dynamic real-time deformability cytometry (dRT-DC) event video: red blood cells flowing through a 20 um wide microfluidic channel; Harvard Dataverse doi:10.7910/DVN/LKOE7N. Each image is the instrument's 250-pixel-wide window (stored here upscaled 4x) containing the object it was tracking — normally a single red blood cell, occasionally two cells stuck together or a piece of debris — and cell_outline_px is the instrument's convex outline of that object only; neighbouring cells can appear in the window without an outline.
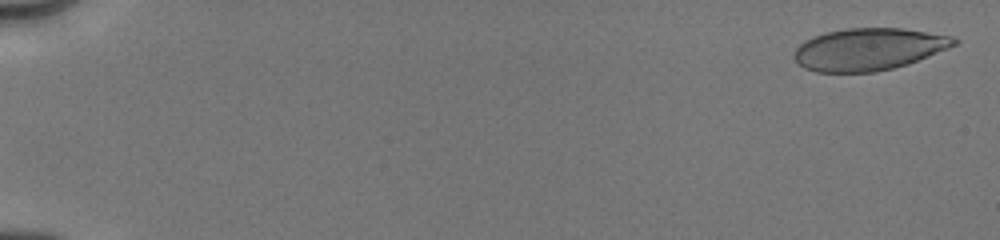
{"species": "human", "species_latin": "Homo sapiens", "temperature_condition": "cold", "stored_images_in_passage": 71, "camera_frame_rate_fps": 3000, "um_per_image_px": 0.085, "donor": {"sex": "male"}, "frame": {"image": 1, "passage_image": 2, "time_ms": 0.333, "image_size_px": [1000, 240], "cell_outline_px": [[960, 40], [956, 44], [948, 48], [916, 60], [892, 68], [876, 72], [816, 72], [804, 68], [792, 56], [796, 48], [804, 40], [828, 32], [848, 28], [900, 28], [952, 36]], "centroid_in_image_um": [73.81, 4.18], "position_along_channel_um": 11.2, "area_um2": 38.84}}
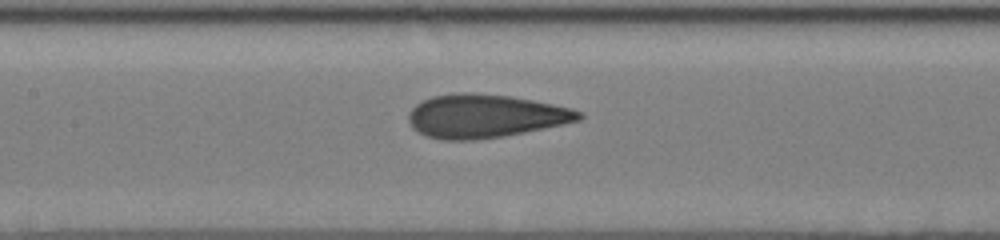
{"frame": {"image": 2, "passage_image": 47, "time_ms": 8.667, "image_size_px": [1000, 240], "cell_outline_px": [[584, 116], [580, 120], [564, 124], [504, 136], [476, 140], [440, 140], [424, 136], [416, 132], [412, 128], [408, 120], [408, 112], [416, 104], [432, 96], [460, 92], [472, 92], [508, 96], [532, 100], [572, 108], [580, 112]], "centroid_in_image_um": [41.18, 9.87], "position_along_channel_um": 166.2, "area_um2": 43.29}}
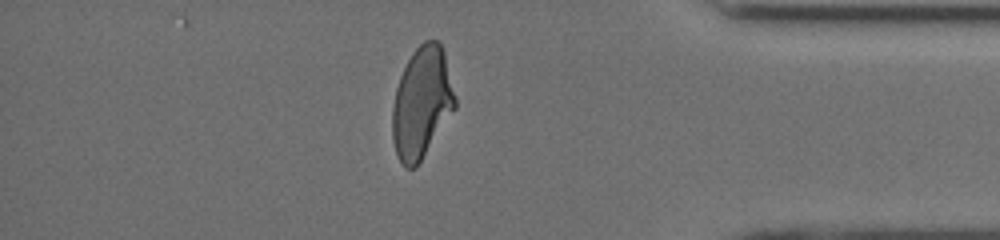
{"frame": {"image": 3, "passage_image": 70, "time_ms": 15.0, "image_size_px": [1000, 240], "cell_outline_px": [[456, 108], [416, 168], [404, 168], [396, 152], [392, 140], [392, 108], [396, 88], [400, 76], [412, 52], [424, 40], [436, 40], [440, 44], [444, 52], [456, 96]], "centroid_in_image_um": [35.85, 8.74], "position_along_channel_um": 399.3, "area_um2": 40.69}, "authors_computed_cell_mechanics": {"area_um2": 41.5582, "velocity_mm_per_s": 4.026, "shape_relaxation_time_tau1_ms": 4.7294, "shape_relaxation_time_tau2_ms": 0.9879, "deformation_change_tau1": 0.1642, "deformation_change_tau2": 0.0654}}